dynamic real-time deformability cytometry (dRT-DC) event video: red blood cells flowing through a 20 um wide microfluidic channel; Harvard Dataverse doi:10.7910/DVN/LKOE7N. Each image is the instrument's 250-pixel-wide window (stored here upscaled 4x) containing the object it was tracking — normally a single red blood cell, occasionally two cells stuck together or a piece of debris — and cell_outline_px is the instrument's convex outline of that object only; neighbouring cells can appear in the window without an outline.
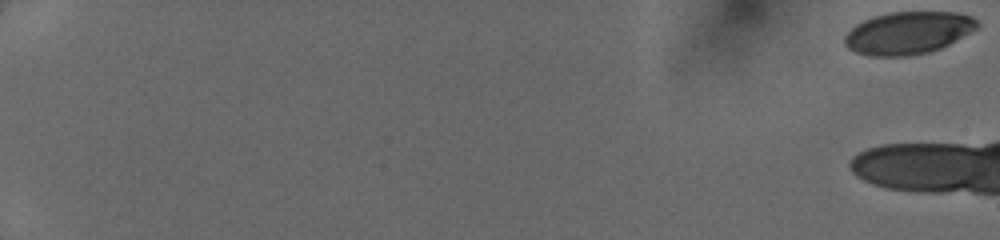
{"species": "human", "species_latin": "Homo sapiens", "temperature_condition": "cold", "stored_images_in_passage": 10, "camera_frame_rate_fps": 3000, "um_per_image_px": 0.085, "donor": {"sex": "female"}, "frame": {"image": 1, "passage_image": 1, "time_ms": 0.0, "image_size_px": [1000, 240], "cell_outline_px": [[980, 28], [940, 48], [928, 52], [908, 56], [868, 56], [856, 52], [848, 48], [844, 44], [844, 36], [856, 24], [872, 16], [888, 12], [960, 12], [972, 16], [980, 24]], "centroid_in_image_um": [77.2, 2.78], "position_along_channel_um": 7.8, "area_um2": 33.06}}